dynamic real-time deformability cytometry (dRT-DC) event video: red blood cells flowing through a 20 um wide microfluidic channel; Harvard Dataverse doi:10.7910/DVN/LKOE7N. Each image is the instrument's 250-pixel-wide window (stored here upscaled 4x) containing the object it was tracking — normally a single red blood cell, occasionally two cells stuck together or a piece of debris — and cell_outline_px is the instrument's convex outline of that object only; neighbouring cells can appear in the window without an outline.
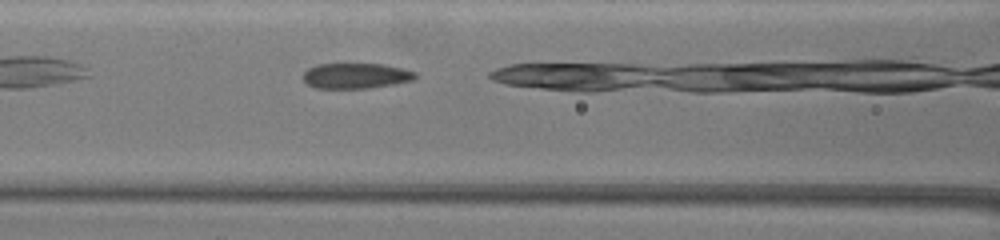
{"species": "common noctule bat (a hibernating species)", "species_latin": "Nyctalus noctula", "temperature_condition": "warm", "stored_images_in_passage": 34, "camera_frame_rate_fps": 3000, "um_per_image_px": 0.085, "animal": {"sex": "female", "body_mass_g": 19.5, "forearm_length_mm": 54.1}, "frame": {"image": 1, "passage_image": 6, "time_ms": 1.667, "image_size_px": [1000, 240], "cell_outline_px": [[416, 76], [412, 80], [396, 84], [368, 88], [316, 88], [308, 84], [304, 80], [304, 72], [308, 68], [316, 64], [384, 64], [416, 72]], "centroid_in_image_um": [30.24, 6.44], "position_along_channel_um": 136.4, "area_um2": 16.53}, "authors_computed_cell_mechanics": {"area_um2": 17.2822, "velocity_mm_per_s": 3.0961, "shape_relaxation_time_tau1_ms": null, "shape_relaxation_time_tau2_ms": 1.9498, "deformation_change_tau1": null, "deformation_change_tau2": 0.0769}}